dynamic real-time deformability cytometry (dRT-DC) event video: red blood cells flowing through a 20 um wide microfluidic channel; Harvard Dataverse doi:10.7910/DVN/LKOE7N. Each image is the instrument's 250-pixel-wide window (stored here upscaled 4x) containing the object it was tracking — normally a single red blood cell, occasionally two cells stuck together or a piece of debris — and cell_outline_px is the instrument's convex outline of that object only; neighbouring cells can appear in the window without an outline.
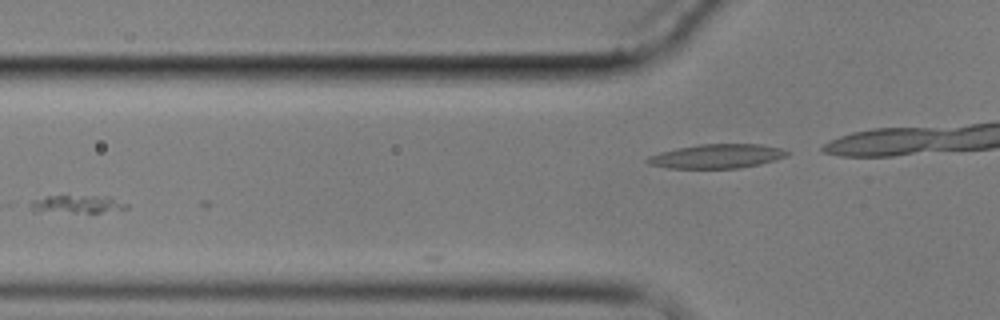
{"species": "common noctule bat (a hibernating species)", "species_latin": "Nyctalus noctula", "temperature_condition": "cold", "stored_images_in_passage": 9, "camera_frame_rate_fps": 3000, "um_per_image_px": 0.085, "animal": {"sex": "male", "body_mass_g": 17.9}, "frame": {"image": 1, "passage_image": 6, "time_ms": 5.667, "image_size_px": [1000, 320], "cell_outline_px": [[128, 208], [100, 212], [32, 212], [24, 204], [28, 200], [48, 196], [112, 196], [128, 204]], "centroid_in_image_um": [6.4, 17.35], "position_along_channel_um": 119.4, "area_um2": 10.46}}